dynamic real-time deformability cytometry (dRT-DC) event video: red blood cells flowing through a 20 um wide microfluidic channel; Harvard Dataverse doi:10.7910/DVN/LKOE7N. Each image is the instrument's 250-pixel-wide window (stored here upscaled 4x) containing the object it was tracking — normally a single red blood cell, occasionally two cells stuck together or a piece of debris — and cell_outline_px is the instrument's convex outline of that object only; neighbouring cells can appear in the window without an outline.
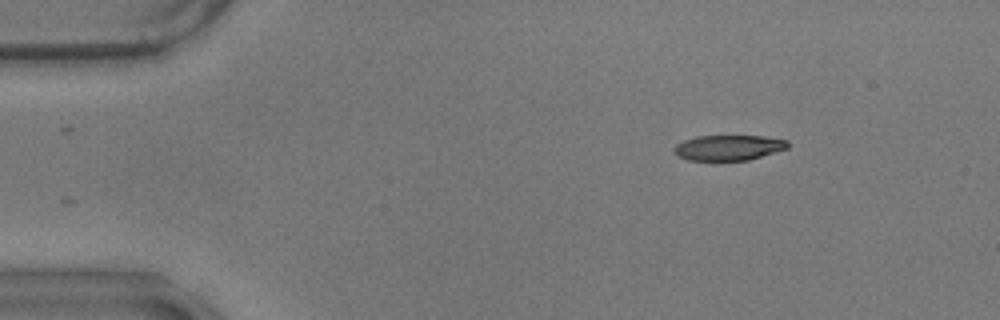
{"species": "common noctule bat (a hibernating species)", "species_latin": "Nyctalus noctula", "temperature_condition": "warm", "stored_images_in_passage": 8, "camera_frame_rate_fps": 3000, "um_per_image_px": 0.085, "animal": {"sex": "male", "body_mass_g": 17.9}, "frame": {"image": 1, "passage_image": 1, "time_ms": 0.0, "image_size_px": [1000, 320], "cell_outline_px": [[788, 148], [748, 160], [688, 160], [672, 152], [672, 148], [676, 144], [684, 140], [696, 136], [764, 136], [788, 140]], "centroid_in_image_um": [61.9, 12.54], "position_along_channel_um": 23.1, "area_um2": 16.76}}